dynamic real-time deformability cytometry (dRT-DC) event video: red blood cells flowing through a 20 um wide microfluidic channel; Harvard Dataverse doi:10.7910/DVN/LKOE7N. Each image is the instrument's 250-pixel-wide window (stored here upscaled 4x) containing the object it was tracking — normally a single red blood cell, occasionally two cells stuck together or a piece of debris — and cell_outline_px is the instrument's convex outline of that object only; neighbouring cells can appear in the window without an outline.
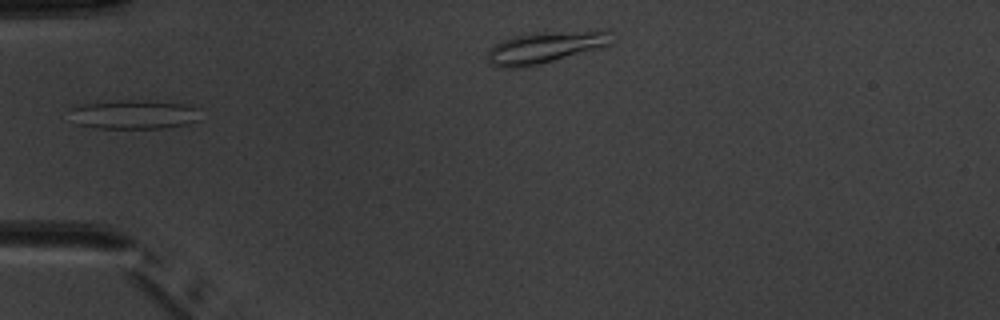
{"species": "common noctule bat (a hibernating species)", "species_latin": "Nyctalus noctula", "temperature_condition": "warm", "stored_images_in_passage": 4, "camera_frame_rate_fps": 3000, "um_per_image_px": 0.085, "animal": {"sex": "male", "body_mass_g": 20.1, "forearm_length_mm": 53.5}, "frame": {"image": 1, "passage_image": 3, "time_ms": 1.333, "image_size_px": [1000, 320], "cell_outline_px": [[200, 120], [188, 124], [164, 128], [96, 128], [76, 124], [68, 108], [84, 104], [116, 100], [156, 100], [184, 104], [200, 108]], "centroid_in_image_um": [11.44, 9.72], "position_along_channel_um": 73.6, "area_um2": 22.6}}